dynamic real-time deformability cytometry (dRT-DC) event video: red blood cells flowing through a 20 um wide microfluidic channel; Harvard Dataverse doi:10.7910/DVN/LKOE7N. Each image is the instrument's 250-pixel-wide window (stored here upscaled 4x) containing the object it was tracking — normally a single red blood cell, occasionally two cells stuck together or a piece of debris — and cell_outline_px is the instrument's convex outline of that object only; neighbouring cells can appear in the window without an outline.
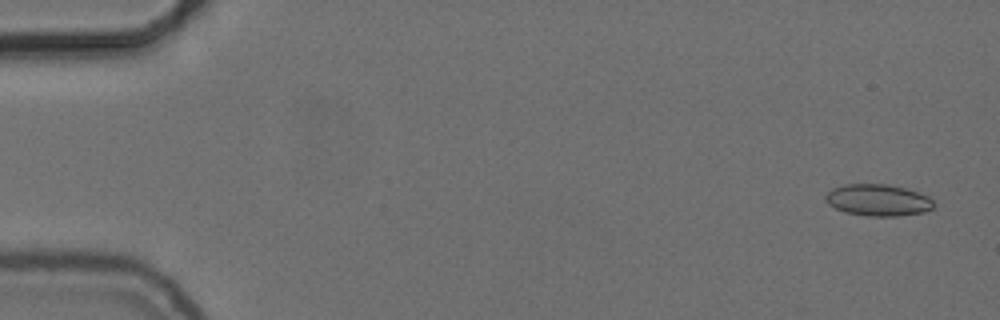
{"species": "common noctule bat (a hibernating species)", "species_latin": "Nyctalus noctula", "temperature_condition": "cold", "stored_images_in_passage": 56, "camera_frame_rate_fps": 3000, "um_per_image_px": 0.085, "animal": {"sex": "female", "body_mass_g": 24.6, "forearm_length_mm": 56.2}, "frame": {"image": 1, "passage_image": 3, "time_ms": 0.667, "image_size_px": [1000, 320], "cell_outline_px": [[932, 208], [924, 212], [900, 216], [868, 216], [844, 212], [828, 204], [824, 200], [824, 196], [832, 188], [844, 184], [884, 184], [904, 188], [928, 196], [932, 200]], "centroid_in_image_um": [74.58, 17.01], "position_along_channel_um": 10.4, "area_um2": 19.88}}
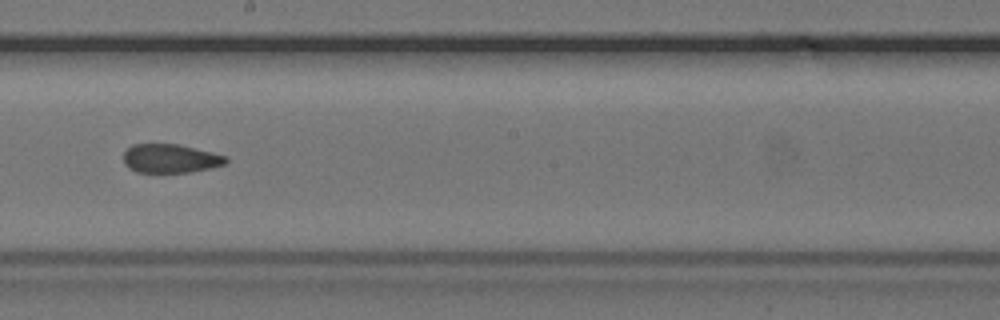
{"frame": {"image": 2, "passage_image": 32, "time_ms": 10.333, "image_size_px": [1000, 320], "cell_outline_px": [[228, 164], [188, 172], [136, 172], [128, 168], [124, 164], [124, 152], [132, 144], [180, 144], [228, 156]], "centroid_in_image_um": [14.5, 13.46], "position_along_channel_um": 233.7, "area_um2": 17.28}}
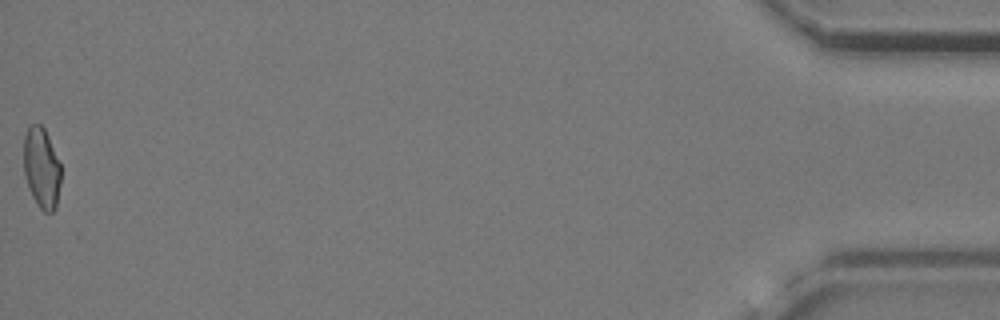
{"frame": {"image": 3, "passage_image": 56, "time_ms": 18.333, "image_size_px": [1000, 320], "cell_outline_px": [[60, 184], [56, 208], [52, 212], [44, 212], [36, 204], [28, 188], [24, 176], [24, 136], [28, 128], [32, 124], [40, 124], [44, 128], [48, 136], [60, 164]], "centroid_in_image_um": [3.52, 14.3], "position_along_channel_um": 431.7, "area_um2": 17.51}, "authors_computed_cell_mechanics": {"area_um2": 18.4093, "velocity_mm_per_s": 3.725, "shape_relaxation_time_tau1_ms": null, "shape_relaxation_time_tau2_ms": 2.9117, "deformation_change_tau1": null, "deformation_change_tau2": 0.0775}}